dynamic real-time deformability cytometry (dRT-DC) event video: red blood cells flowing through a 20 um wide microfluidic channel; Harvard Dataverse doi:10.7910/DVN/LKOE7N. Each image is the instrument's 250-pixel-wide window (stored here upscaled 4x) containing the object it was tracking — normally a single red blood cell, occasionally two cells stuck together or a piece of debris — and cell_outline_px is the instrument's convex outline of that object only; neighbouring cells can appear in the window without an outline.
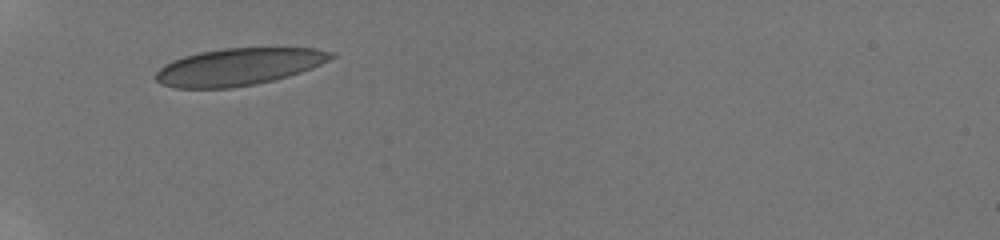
{"species": "human", "species_latin": "Homo sapiens", "temperature_condition": "room temperature", "stored_images_in_passage": 38, "segment_of_instrument_passage": [1, 2], "camera_frame_rate_fps": 3000, "um_per_image_px": 0.085, "donor": {"sex": "male"}, "frame": {"image": 1, "passage_image": 1, "time_ms": 0.0, "image_size_px": [1000, 240], "cell_outline_px": [[336, 56], [312, 68], [288, 76], [256, 84], [232, 88], [176, 88], [160, 84], [156, 80], [156, 72], [164, 64], [172, 60], [184, 56], [200, 52], [224, 48], [316, 48], [336, 52]], "centroid_in_image_um": [20.29, 5.67], "position_along_channel_um": 64.7, "area_um2": 37.97}}
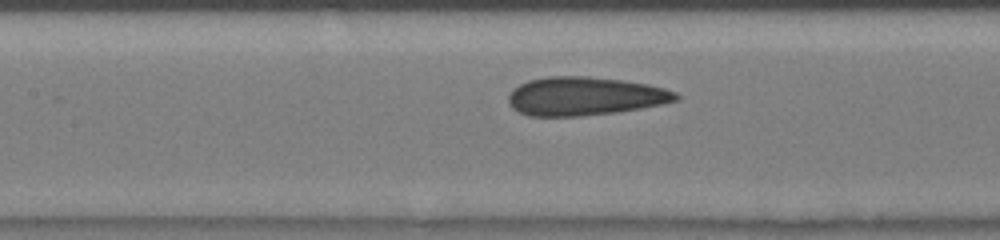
{"frame": {"image": 2, "passage_image": 9, "time_ms": 2.667, "image_size_px": [1000, 240], "cell_outline_px": [[680, 100], [664, 104], [616, 112], [580, 116], [528, 116], [512, 108], [508, 104], [508, 96], [512, 88], [528, 80], [548, 76], [588, 76], [620, 80], [648, 84], [664, 88], [676, 92], [680, 96]], "centroid_in_image_um": [49.7, 8.18], "position_along_channel_um": 157.7, "area_um2": 37.8}}
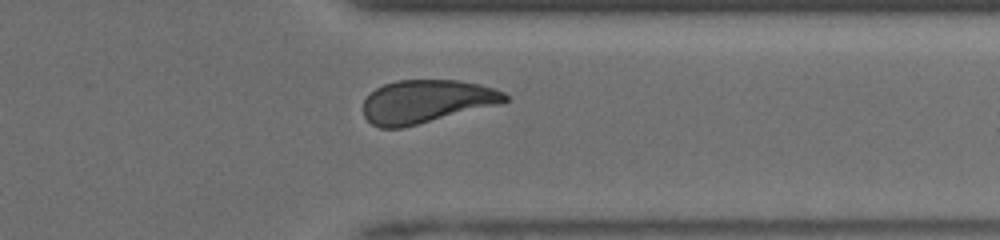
{"frame": {"image": 3, "passage_image": 29, "time_ms": 8.0, "image_size_px": [1000, 240], "cell_outline_px": [[508, 100], [500, 104], [400, 128], [380, 128], [372, 124], [364, 116], [364, 100], [376, 88], [384, 84], [396, 80], [460, 80], [480, 84], [504, 92], [508, 96]], "centroid_in_image_um": [36.24, 8.61], "position_along_channel_um": 375.2, "area_um2": 35.37}}